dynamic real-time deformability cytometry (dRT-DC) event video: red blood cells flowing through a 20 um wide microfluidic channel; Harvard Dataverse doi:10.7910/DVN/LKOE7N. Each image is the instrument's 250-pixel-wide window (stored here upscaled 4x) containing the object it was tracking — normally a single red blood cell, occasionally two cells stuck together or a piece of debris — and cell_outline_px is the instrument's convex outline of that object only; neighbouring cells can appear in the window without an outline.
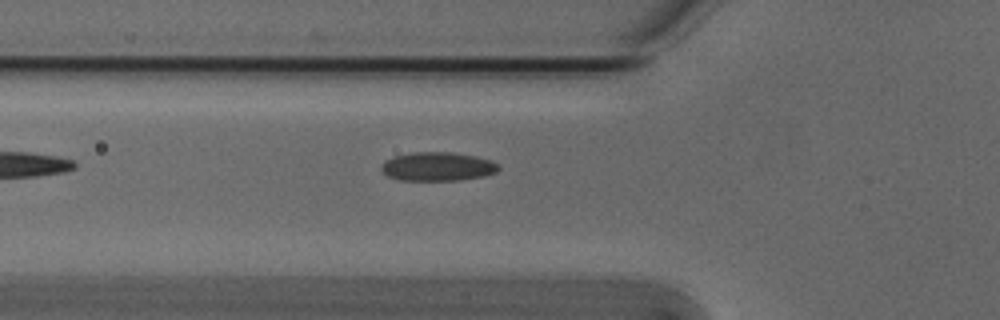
{"species": "Egyptian fruit bat (a non-hibernating species)", "species_latin": "Rousettus aegyptiacus", "temperature_condition": "cold", "stored_images_in_passage": 5, "camera_frame_rate_fps": 3000, "um_per_image_px": 0.085, "animal": {"sex": "male"}, "frame": {"image": 1, "passage_image": 5, "time_ms": 1.333, "image_size_px": [1000, 320], "cell_outline_px": [[500, 168], [496, 172], [484, 176], [460, 180], [400, 180], [388, 176], [380, 168], [380, 164], [384, 160], [392, 156], [412, 152], [452, 152], [476, 156], [492, 160], [500, 164]], "centroid_in_image_um": [37.2, 14.14], "position_along_channel_um": 88.6, "area_um2": 19.94}}